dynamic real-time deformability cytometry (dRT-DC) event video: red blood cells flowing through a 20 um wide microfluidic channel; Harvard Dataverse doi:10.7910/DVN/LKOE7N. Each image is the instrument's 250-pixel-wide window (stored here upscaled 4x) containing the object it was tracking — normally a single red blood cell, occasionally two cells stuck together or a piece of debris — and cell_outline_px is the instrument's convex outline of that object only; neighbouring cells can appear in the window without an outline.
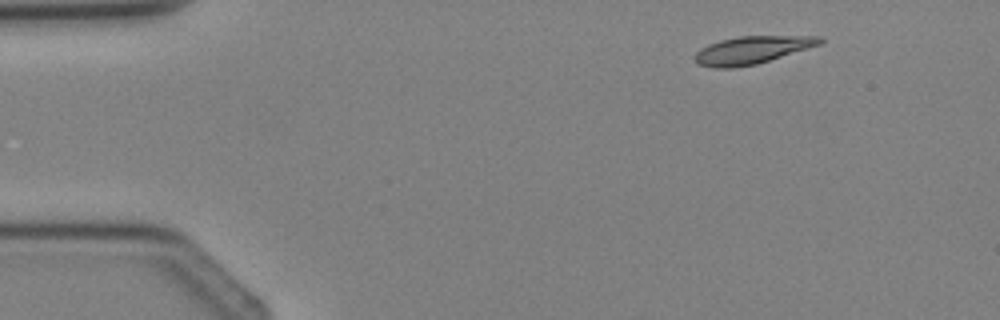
{"species": "Egyptian fruit bat (a non-hibernating species)", "species_latin": "Rousettus aegyptiacus", "temperature_condition": "cold", "stored_images_in_passage": 3, "camera_frame_rate_fps": 3000, "um_per_image_px": 0.085, "animal": {"sex": "female"}, "frame": {"image": 1, "passage_image": 1, "time_ms": 0.0, "image_size_px": [1000, 320], "cell_outline_px": [[824, 40], [820, 44], [808, 48], [756, 64], [732, 68], [712, 68], [696, 64], [692, 56], [700, 48], [708, 44], [720, 40], [740, 36], [824, 36]], "centroid_in_image_um": [63.86, 4.25], "position_along_channel_um": 21.1, "area_um2": 20.23}}
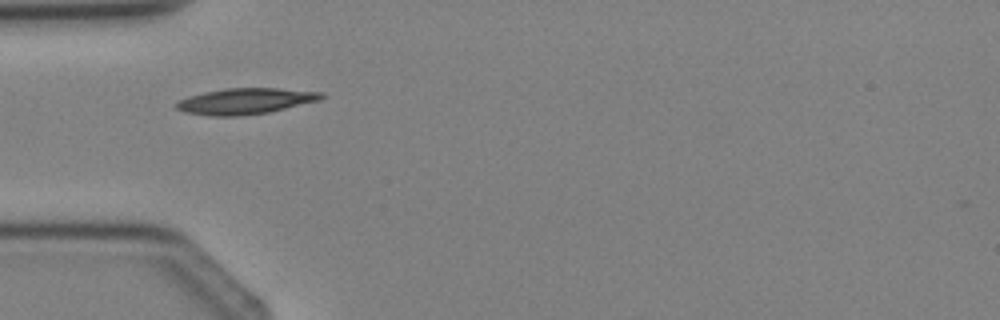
{"frame": {"image": 2, "passage_image": 3, "time_ms": 2.333, "image_size_px": [1000, 320], "cell_outline_px": [[328, 96], [320, 100], [268, 112], [240, 116], [212, 116], [184, 112], [176, 108], [176, 104], [180, 100], [188, 96], [204, 92], [224, 88], [280, 88], [324, 92]], "centroid_in_image_um": [20.9, 8.59], "position_along_channel_um": 64.1, "area_um2": 22.02}}